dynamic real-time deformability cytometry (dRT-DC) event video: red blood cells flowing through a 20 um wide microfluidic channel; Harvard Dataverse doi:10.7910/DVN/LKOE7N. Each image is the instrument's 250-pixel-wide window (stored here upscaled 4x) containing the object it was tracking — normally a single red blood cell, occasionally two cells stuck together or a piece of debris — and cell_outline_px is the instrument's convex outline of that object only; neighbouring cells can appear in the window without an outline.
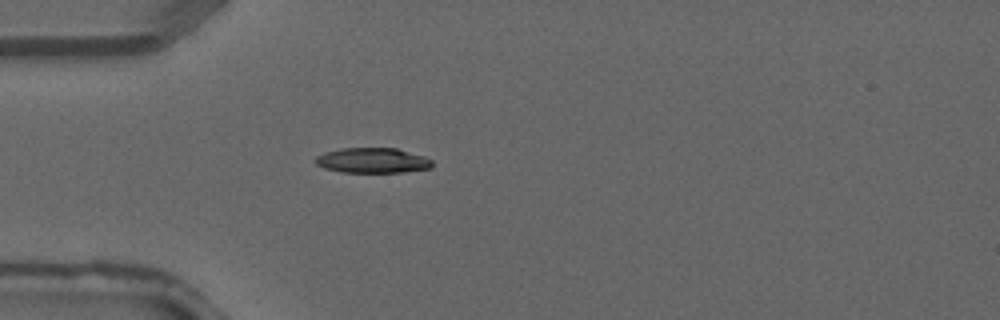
{"species": "common noctule bat (a hibernating species)", "species_latin": "Nyctalus noctula", "temperature_condition": "warm", "stored_images_in_passage": 3, "camera_frame_rate_fps": 3000, "um_per_image_px": 0.085, "animal": {"sex": "male", "forearm_length_mm": 52.5}, "frame": {"image": 1, "passage_image": 3, "time_ms": 0.667, "image_size_px": [1000, 320], "cell_outline_px": [[432, 168], [404, 172], [340, 172], [324, 168], [316, 164], [312, 160], [316, 156], [324, 152], [340, 148], [396, 148], [424, 156], [432, 160]], "centroid_in_image_um": [31.63, 13.64], "position_along_channel_um": 53.4, "area_um2": 17.28}}